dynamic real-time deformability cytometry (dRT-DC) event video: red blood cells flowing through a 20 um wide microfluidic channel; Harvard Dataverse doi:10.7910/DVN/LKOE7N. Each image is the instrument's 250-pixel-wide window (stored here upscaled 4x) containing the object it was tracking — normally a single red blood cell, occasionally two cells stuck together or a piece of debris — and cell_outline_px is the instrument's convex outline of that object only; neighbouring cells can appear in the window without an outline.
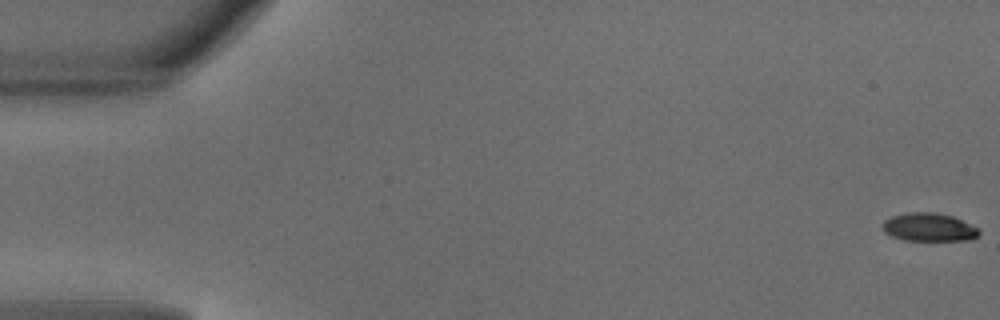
{"species": "common noctule bat (a hibernating species)", "species_latin": "Nyctalus noctula", "temperature_condition": "warm", "stored_images_in_passage": 49, "camera_frame_rate_fps": 3000, "um_per_image_px": 0.085, "animal": {"sex": "male", "body_mass_g": 18.8}, "frame": {"image": 1, "passage_image": 1, "time_ms": 0.0, "image_size_px": [1000, 320], "cell_outline_px": [[980, 232], [972, 240], [904, 240], [892, 236], [884, 232], [884, 220], [892, 216], [908, 212], [932, 212], [952, 216], [980, 228]], "centroid_in_image_um": [78.98, 19.31], "position_along_channel_um": 6.0, "area_um2": 15.78}}
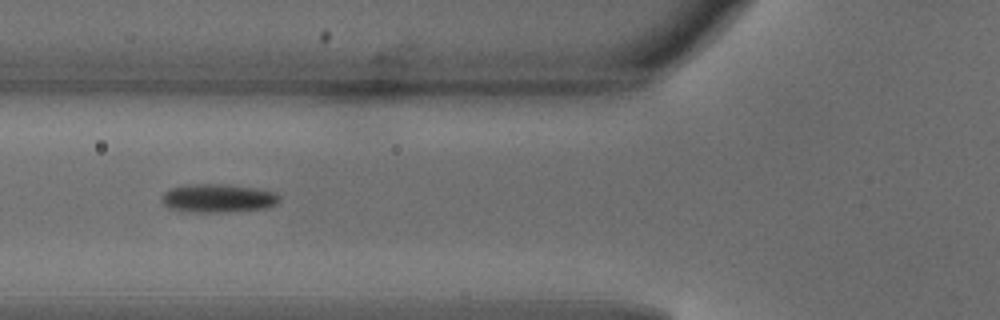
{"frame": {"image": 2, "passage_image": 19, "time_ms": 6.0, "image_size_px": [1000, 320], "cell_outline_px": [[280, 200], [276, 204], [264, 208], [220, 212], [188, 212], [168, 208], [164, 204], [160, 196], [168, 188], [192, 184], [224, 184], [252, 188], [276, 192], [280, 196]], "centroid_in_image_um": [18.48, 16.84], "position_along_channel_um": 107.3, "area_um2": 19.48}}
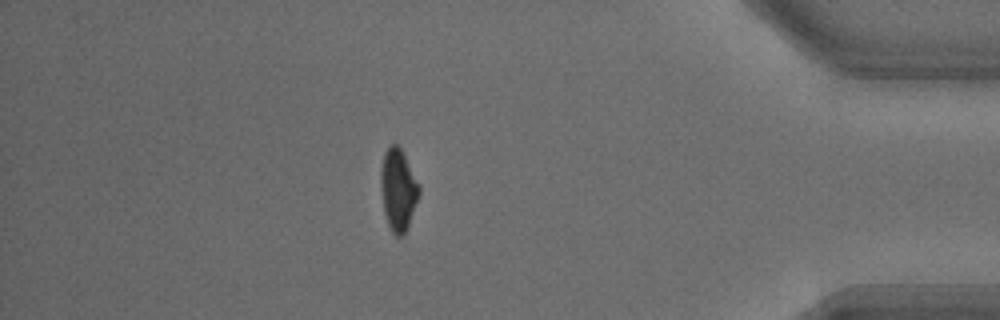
{"frame": {"image": 3, "passage_image": 43, "time_ms": 14.0, "image_size_px": [1000, 320], "cell_outline_px": [[420, 192], [408, 228], [404, 236], [396, 236], [392, 232], [388, 224], [384, 212], [380, 188], [380, 168], [384, 152], [392, 144], [396, 144], [400, 148], [420, 184]], "centroid_in_image_um": [33.84, 16.14], "position_along_channel_um": 401.4, "area_um2": 18.44}, "authors_computed_cell_mechanics": {"area_um2": 18.4382, "velocity_mm_per_s": 4.1621, "shape_relaxation_time_tau1_ms": 3.025, "shape_relaxation_time_tau2_ms": null, "deformation_change_tau1": 0.1629, "deformation_change_tau2": null}}